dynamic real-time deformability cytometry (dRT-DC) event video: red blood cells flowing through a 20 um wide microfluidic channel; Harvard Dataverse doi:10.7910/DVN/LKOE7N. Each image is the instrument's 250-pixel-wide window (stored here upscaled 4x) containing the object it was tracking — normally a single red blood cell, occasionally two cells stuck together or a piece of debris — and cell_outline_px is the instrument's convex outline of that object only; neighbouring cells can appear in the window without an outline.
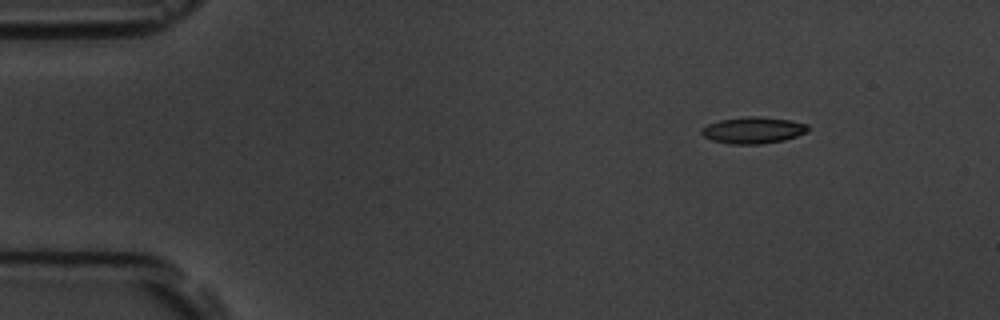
{"species": "common noctule bat (a hibernating species)", "species_latin": "Nyctalus noctula", "temperature_condition": "room temperature", "stored_images_in_passage": 6, "camera_frame_rate_fps": 3000, "um_per_image_px": 0.085, "animal": {"sex": "male", "body_mass_g": 19.5, "forearm_length_mm": 54.6}, "frame": {"image": 1, "passage_image": 1, "time_ms": 0.0, "image_size_px": [1000, 320], "cell_outline_px": [[808, 132], [784, 140], [760, 144], [732, 144], [712, 140], [704, 136], [700, 132], [700, 128], [708, 124], [720, 120], [744, 116], [756, 116], [788, 120], [808, 124]], "centroid_in_image_um": [64.0, 11.06], "position_along_channel_um": 21.0, "area_um2": 16.42}}
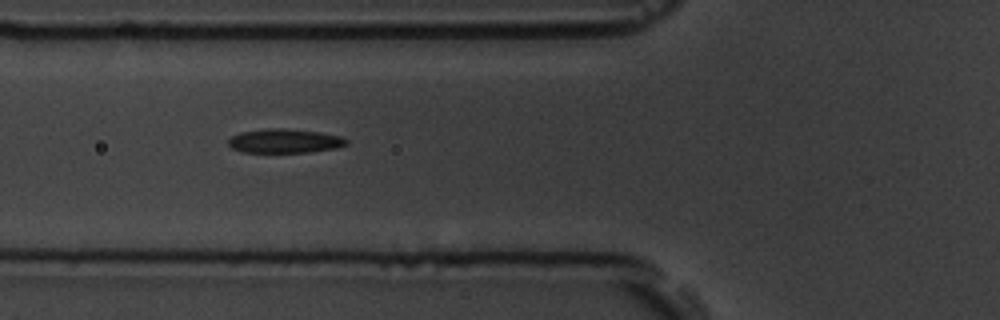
{"frame": {"image": 2, "passage_image": 5, "time_ms": 4.667, "image_size_px": [1000, 320], "cell_outline_px": [[348, 144], [336, 148], [308, 152], [240, 152], [232, 148], [228, 144], [228, 140], [232, 136], [240, 132], [268, 128], [284, 128], [320, 132], [340, 136], [348, 140]], "centroid_in_image_um": [24.19, 11.98], "position_along_channel_um": 101.6, "area_um2": 16.59}}
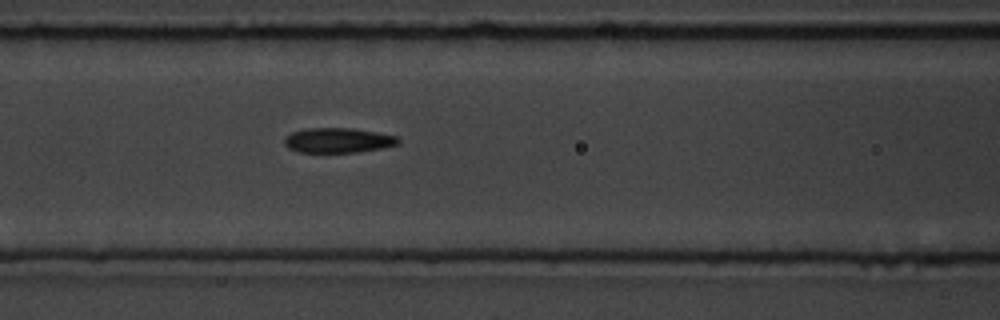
{"frame": {"image": 3, "passage_image": 6, "time_ms": 5.667, "image_size_px": [1000, 320], "cell_outline_px": [[400, 140], [396, 144], [380, 148], [356, 152], [300, 152], [288, 148], [284, 144], [284, 136], [292, 132], [304, 128], [352, 128], [376, 132], [396, 136]], "centroid_in_image_um": [28.66, 11.92], "position_along_channel_um": 137.9, "area_um2": 16.42}}